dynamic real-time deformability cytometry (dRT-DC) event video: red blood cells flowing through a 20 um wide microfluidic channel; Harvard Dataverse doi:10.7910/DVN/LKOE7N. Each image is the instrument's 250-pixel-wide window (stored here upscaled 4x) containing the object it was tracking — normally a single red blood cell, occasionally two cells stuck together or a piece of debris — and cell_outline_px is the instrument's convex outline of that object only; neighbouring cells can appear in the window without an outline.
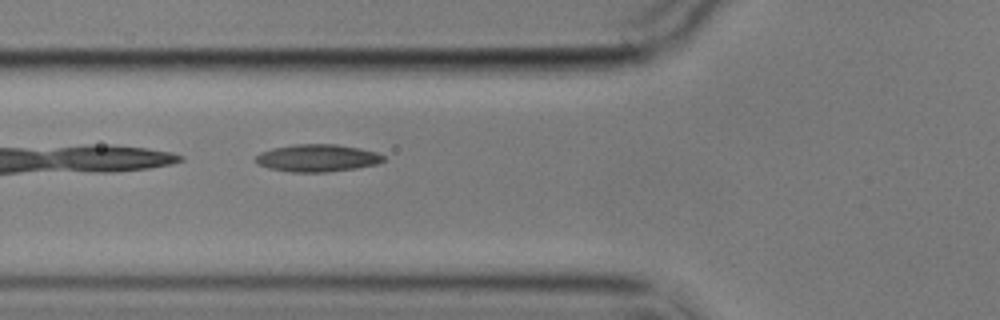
{"species": "common noctule bat (a hibernating species)", "species_latin": "Nyctalus noctula", "temperature_condition": "cold", "stored_images_in_passage": 6, "camera_frame_rate_fps": 3000, "um_per_image_px": 0.085, "animal": {"sex": "male", "body_mass_g": 17.9}, "frame": {"image": 1, "passage_image": 6, "time_ms": 6.667, "image_size_px": [1000, 320], "cell_outline_px": [[384, 160], [376, 164], [356, 168], [328, 172], [292, 172], [268, 168], [256, 164], [256, 156], [260, 152], [272, 148], [296, 144], [336, 144], [360, 148], [376, 152], [384, 156]], "centroid_in_image_um": [26.95, 13.43], "position_along_channel_um": 98.9, "area_um2": 20.4}}